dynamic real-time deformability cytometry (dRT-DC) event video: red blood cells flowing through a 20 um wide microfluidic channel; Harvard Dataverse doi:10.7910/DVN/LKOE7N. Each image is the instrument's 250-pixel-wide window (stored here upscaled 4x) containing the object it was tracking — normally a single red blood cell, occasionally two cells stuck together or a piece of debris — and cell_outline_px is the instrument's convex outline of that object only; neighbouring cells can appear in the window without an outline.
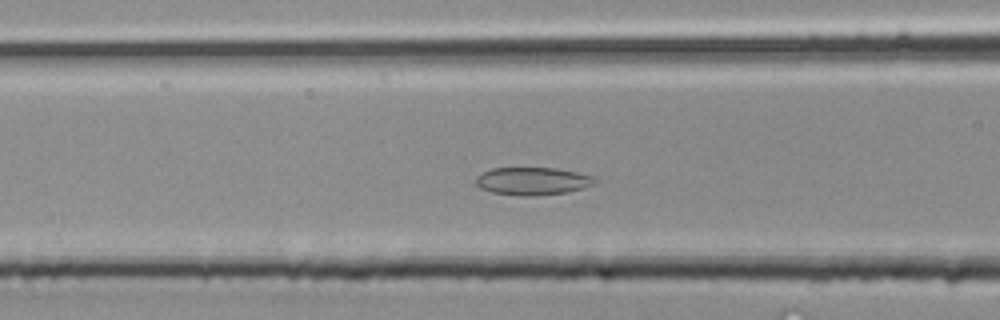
{"species": "common noctule bat (a hibernating species)", "species_latin": "Nyctalus noctula", "temperature_condition": "room temperature", "stored_images_in_passage": 24, "camera_frame_rate_fps": 3000, "um_per_image_px": 0.085, "animal": {"sex": "male", "body_mass_g": 20.4}, "frame": {"image": 1, "passage_image": 9, "time_ms": 2.667, "image_size_px": [1000, 320], "cell_outline_px": [[600, 180], [584, 188], [568, 192], [528, 196], [520, 196], [492, 192], [480, 188], [476, 184], [476, 176], [492, 168], [556, 168], [596, 176]], "centroid_in_image_um": [45.31, 15.39], "position_along_channel_um": 121.3, "area_um2": 19.31}}
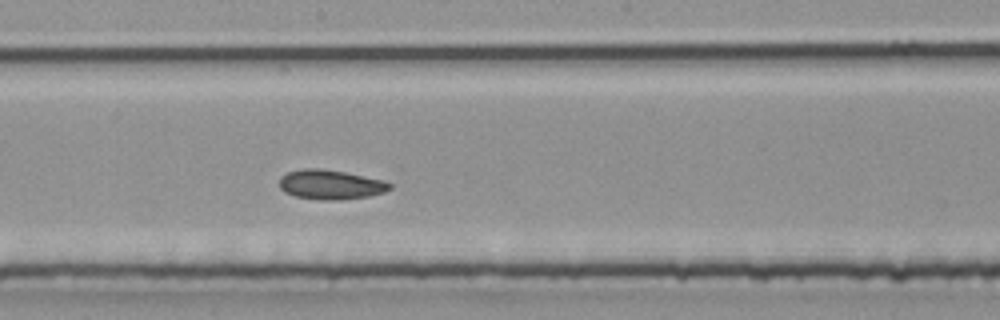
{"frame": {"image": 2, "passage_image": 14, "time_ms": 4.333, "image_size_px": [1000, 320], "cell_outline_px": [[392, 188], [384, 192], [368, 196], [336, 200], [320, 200], [296, 196], [284, 192], [280, 188], [280, 176], [288, 172], [304, 168], [320, 168], [344, 172], [380, 180], [392, 184]], "centroid_in_image_um": [28.06, 15.69], "position_along_channel_um": 220.1, "area_um2": 18.79}}
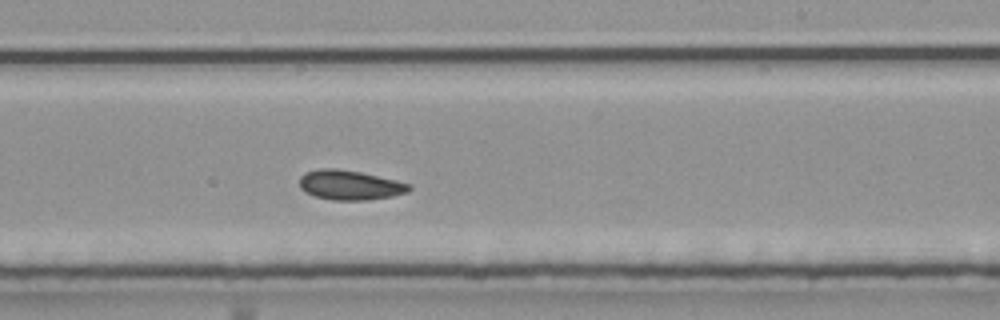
{"frame": {"image": 3, "passage_image": 16, "time_ms": 5.0, "image_size_px": [1000, 320], "cell_outline_px": [[412, 188], [408, 192], [392, 196], [368, 200], [332, 200], [316, 196], [304, 192], [300, 188], [300, 176], [304, 172], [316, 168], [336, 168], [360, 172], [396, 180], [408, 184]], "centroid_in_image_um": [29.7, 15.72], "position_along_channel_um": 259.3, "area_um2": 19.02}}